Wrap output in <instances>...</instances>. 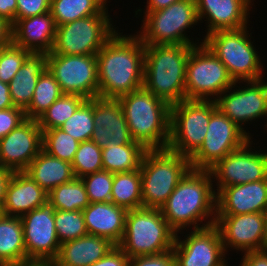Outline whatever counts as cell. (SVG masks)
<instances>
[{"label":"cell","instance_id":"cell-32","mask_svg":"<svg viewBox=\"0 0 267 266\" xmlns=\"http://www.w3.org/2000/svg\"><path fill=\"white\" fill-rule=\"evenodd\" d=\"M108 0H51L50 13L57 26L95 14H109Z\"/></svg>","mask_w":267,"mask_h":266},{"label":"cell","instance_id":"cell-26","mask_svg":"<svg viewBox=\"0 0 267 266\" xmlns=\"http://www.w3.org/2000/svg\"><path fill=\"white\" fill-rule=\"evenodd\" d=\"M115 246L105 237L87 234L62 243L54 262L60 266H90Z\"/></svg>","mask_w":267,"mask_h":266},{"label":"cell","instance_id":"cell-54","mask_svg":"<svg viewBox=\"0 0 267 266\" xmlns=\"http://www.w3.org/2000/svg\"><path fill=\"white\" fill-rule=\"evenodd\" d=\"M3 214V212H2V208L0 207V216Z\"/></svg>","mask_w":267,"mask_h":266},{"label":"cell","instance_id":"cell-3","mask_svg":"<svg viewBox=\"0 0 267 266\" xmlns=\"http://www.w3.org/2000/svg\"><path fill=\"white\" fill-rule=\"evenodd\" d=\"M194 45H144L143 88L170 106L186 100V65Z\"/></svg>","mask_w":267,"mask_h":266},{"label":"cell","instance_id":"cell-6","mask_svg":"<svg viewBox=\"0 0 267 266\" xmlns=\"http://www.w3.org/2000/svg\"><path fill=\"white\" fill-rule=\"evenodd\" d=\"M190 169L186 156L167 148L147 150L140 166L143 207L160 209Z\"/></svg>","mask_w":267,"mask_h":266},{"label":"cell","instance_id":"cell-14","mask_svg":"<svg viewBox=\"0 0 267 266\" xmlns=\"http://www.w3.org/2000/svg\"><path fill=\"white\" fill-rule=\"evenodd\" d=\"M252 140L250 139L245 145L226 155L209 169L213 182L216 181L214 184L217 186L216 194L228 186L267 178V152L252 149V147L255 148L251 146L255 144Z\"/></svg>","mask_w":267,"mask_h":266},{"label":"cell","instance_id":"cell-19","mask_svg":"<svg viewBox=\"0 0 267 266\" xmlns=\"http://www.w3.org/2000/svg\"><path fill=\"white\" fill-rule=\"evenodd\" d=\"M42 150V130L38 121L26 118L0 139V167L24 171Z\"/></svg>","mask_w":267,"mask_h":266},{"label":"cell","instance_id":"cell-15","mask_svg":"<svg viewBox=\"0 0 267 266\" xmlns=\"http://www.w3.org/2000/svg\"><path fill=\"white\" fill-rule=\"evenodd\" d=\"M215 103L223 114L246 132L242 127L245 124L259 118L267 119V81H237L219 95Z\"/></svg>","mask_w":267,"mask_h":266},{"label":"cell","instance_id":"cell-44","mask_svg":"<svg viewBox=\"0 0 267 266\" xmlns=\"http://www.w3.org/2000/svg\"><path fill=\"white\" fill-rule=\"evenodd\" d=\"M129 266H176V260L173 249H170L156 255L132 257Z\"/></svg>","mask_w":267,"mask_h":266},{"label":"cell","instance_id":"cell-23","mask_svg":"<svg viewBox=\"0 0 267 266\" xmlns=\"http://www.w3.org/2000/svg\"><path fill=\"white\" fill-rule=\"evenodd\" d=\"M57 25L50 11L19 19L12 26V42L34 54H49L52 50Z\"/></svg>","mask_w":267,"mask_h":266},{"label":"cell","instance_id":"cell-13","mask_svg":"<svg viewBox=\"0 0 267 266\" xmlns=\"http://www.w3.org/2000/svg\"><path fill=\"white\" fill-rule=\"evenodd\" d=\"M47 69L63 94L86 99L98 97V61L96 55L47 54Z\"/></svg>","mask_w":267,"mask_h":266},{"label":"cell","instance_id":"cell-37","mask_svg":"<svg viewBox=\"0 0 267 266\" xmlns=\"http://www.w3.org/2000/svg\"><path fill=\"white\" fill-rule=\"evenodd\" d=\"M94 127L93 104L87 99L60 128L81 143L91 139Z\"/></svg>","mask_w":267,"mask_h":266},{"label":"cell","instance_id":"cell-17","mask_svg":"<svg viewBox=\"0 0 267 266\" xmlns=\"http://www.w3.org/2000/svg\"><path fill=\"white\" fill-rule=\"evenodd\" d=\"M54 215L55 209L47 203L20 217L27 259H56L61 243L57 237Z\"/></svg>","mask_w":267,"mask_h":266},{"label":"cell","instance_id":"cell-46","mask_svg":"<svg viewBox=\"0 0 267 266\" xmlns=\"http://www.w3.org/2000/svg\"><path fill=\"white\" fill-rule=\"evenodd\" d=\"M242 258L239 266H267V250L265 249L245 252Z\"/></svg>","mask_w":267,"mask_h":266},{"label":"cell","instance_id":"cell-30","mask_svg":"<svg viewBox=\"0 0 267 266\" xmlns=\"http://www.w3.org/2000/svg\"><path fill=\"white\" fill-rule=\"evenodd\" d=\"M110 202L127 211L143 207L140 169L114 173Z\"/></svg>","mask_w":267,"mask_h":266},{"label":"cell","instance_id":"cell-29","mask_svg":"<svg viewBox=\"0 0 267 266\" xmlns=\"http://www.w3.org/2000/svg\"><path fill=\"white\" fill-rule=\"evenodd\" d=\"M27 260L20 217L0 216V266H12Z\"/></svg>","mask_w":267,"mask_h":266},{"label":"cell","instance_id":"cell-33","mask_svg":"<svg viewBox=\"0 0 267 266\" xmlns=\"http://www.w3.org/2000/svg\"><path fill=\"white\" fill-rule=\"evenodd\" d=\"M48 203L55 210L83 211L89 204L85 185L81 178H74L48 193Z\"/></svg>","mask_w":267,"mask_h":266},{"label":"cell","instance_id":"cell-11","mask_svg":"<svg viewBox=\"0 0 267 266\" xmlns=\"http://www.w3.org/2000/svg\"><path fill=\"white\" fill-rule=\"evenodd\" d=\"M110 14H95L57 26L49 54L96 55L117 32Z\"/></svg>","mask_w":267,"mask_h":266},{"label":"cell","instance_id":"cell-49","mask_svg":"<svg viewBox=\"0 0 267 266\" xmlns=\"http://www.w3.org/2000/svg\"><path fill=\"white\" fill-rule=\"evenodd\" d=\"M14 171L0 167V207L2 208L6 198L8 184Z\"/></svg>","mask_w":267,"mask_h":266},{"label":"cell","instance_id":"cell-35","mask_svg":"<svg viewBox=\"0 0 267 266\" xmlns=\"http://www.w3.org/2000/svg\"><path fill=\"white\" fill-rule=\"evenodd\" d=\"M86 100L78 95L63 94L37 119L42 132L60 128Z\"/></svg>","mask_w":267,"mask_h":266},{"label":"cell","instance_id":"cell-5","mask_svg":"<svg viewBox=\"0 0 267 266\" xmlns=\"http://www.w3.org/2000/svg\"><path fill=\"white\" fill-rule=\"evenodd\" d=\"M247 28L218 30L204 34L203 39L197 38L225 65L235 82L257 81L265 77L264 63H261V56L250 40L252 33L249 34Z\"/></svg>","mask_w":267,"mask_h":266},{"label":"cell","instance_id":"cell-18","mask_svg":"<svg viewBox=\"0 0 267 266\" xmlns=\"http://www.w3.org/2000/svg\"><path fill=\"white\" fill-rule=\"evenodd\" d=\"M214 225L219 230L226 254L230 249L237 250V254L238 251L264 250L265 213L216 215Z\"/></svg>","mask_w":267,"mask_h":266},{"label":"cell","instance_id":"cell-10","mask_svg":"<svg viewBox=\"0 0 267 266\" xmlns=\"http://www.w3.org/2000/svg\"><path fill=\"white\" fill-rule=\"evenodd\" d=\"M234 83L225 65L204 43L193 46L186 65L187 100L215 101Z\"/></svg>","mask_w":267,"mask_h":266},{"label":"cell","instance_id":"cell-25","mask_svg":"<svg viewBox=\"0 0 267 266\" xmlns=\"http://www.w3.org/2000/svg\"><path fill=\"white\" fill-rule=\"evenodd\" d=\"M88 234L102 236L118 245L125 232L127 210L112 202L90 203L83 211Z\"/></svg>","mask_w":267,"mask_h":266},{"label":"cell","instance_id":"cell-9","mask_svg":"<svg viewBox=\"0 0 267 266\" xmlns=\"http://www.w3.org/2000/svg\"><path fill=\"white\" fill-rule=\"evenodd\" d=\"M215 101L183 100L170 107V139L172 152L190 158L202 145Z\"/></svg>","mask_w":267,"mask_h":266},{"label":"cell","instance_id":"cell-12","mask_svg":"<svg viewBox=\"0 0 267 266\" xmlns=\"http://www.w3.org/2000/svg\"><path fill=\"white\" fill-rule=\"evenodd\" d=\"M250 134L217 108L210 116L201 147L189 158L191 168L209 170L226 155L252 139L253 135Z\"/></svg>","mask_w":267,"mask_h":266},{"label":"cell","instance_id":"cell-48","mask_svg":"<svg viewBox=\"0 0 267 266\" xmlns=\"http://www.w3.org/2000/svg\"><path fill=\"white\" fill-rule=\"evenodd\" d=\"M12 43V23L0 16V47H6Z\"/></svg>","mask_w":267,"mask_h":266},{"label":"cell","instance_id":"cell-4","mask_svg":"<svg viewBox=\"0 0 267 266\" xmlns=\"http://www.w3.org/2000/svg\"><path fill=\"white\" fill-rule=\"evenodd\" d=\"M134 141L147 150L166 149L170 139V105L141 88L117 98Z\"/></svg>","mask_w":267,"mask_h":266},{"label":"cell","instance_id":"cell-34","mask_svg":"<svg viewBox=\"0 0 267 266\" xmlns=\"http://www.w3.org/2000/svg\"><path fill=\"white\" fill-rule=\"evenodd\" d=\"M62 95L60 85L46 68L38 78L29 106L24 110L25 117L37 120Z\"/></svg>","mask_w":267,"mask_h":266},{"label":"cell","instance_id":"cell-52","mask_svg":"<svg viewBox=\"0 0 267 266\" xmlns=\"http://www.w3.org/2000/svg\"><path fill=\"white\" fill-rule=\"evenodd\" d=\"M12 266H54L53 260L27 259Z\"/></svg>","mask_w":267,"mask_h":266},{"label":"cell","instance_id":"cell-27","mask_svg":"<svg viewBox=\"0 0 267 266\" xmlns=\"http://www.w3.org/2000/svg\"><path fill=\"white\" fill-rule=\"evenodd\" d=\"M24 172L47 193L75 178L71 163L51 156L43 149Z\"/></svg>","mask_w":267,"mask_h":266},{"label":"cell","instance_id":"cell-50","mask_svg":"<svg viewBox=\"0 0 267 266\" xmlns=\"http://www.w3.org/2000/svg\"><path fill=\"white\" fill-rule=\"evenodd\" d=\"M14 107L11 99L9 84L3 83L0 80V110Z\"/></svg>","mask_w":267,"mask_h":266},{"label":"cell","instance_id":"cell-39","mask_svg":"<svg viewBox=\"0 0 267 266\" xmlns=\"http://www.w3.org/2000/svg\"><path fill=\"white\" fill-rule=\"evenodd\" d=\"M54 222L61 244L88 234L82 211L55 210Z\"/></svg>","mask_w":267,"mask_h":266},{"label":"cell","instance_id":"cell-45","mask_svg":"<svg viewBox=\"0 0 267 266\" xmlns=\"http://www.w3.org/2000/svg\"><path fill=\"white\" fill-rule=\"evenodd\" d=\"M130 258L116 245L103 258L90 266H129Z\"/></svg>","mask_w":267,"mask_h":266},{"label":"cell","instance_id":"cell-40","mask_svg":"<svg viewBox=\"0 0 267 266\" xmlns=\"http://www.w3.org/2000/svg\"><path fill=\"white\" fill-rule=\"evenodd\" d=\"M114 173L100 170L82 177L90 203L110 202Z\"/></svg>","mask_w":267,"mask_h":266},{"label":"cell","instance_id":"cell-42","mask_svg":"<svg viewBox=\"0 0 267 266\" xmlns=\"http://www.w3.org/2000/svg\"><path fill=\"white\" fill-rule=\"evenodd\" d=\"M51 0H17L15 23L22 18L41 15L50 11Z\"/></svg>","mask_w":267,"mask_h":266},{"label":"cell","instance_id":"cell-47","mask_svg":"<svg viewBox=\"0 0 267 266\" xmlns=\"http://www.w3.org/2000/svg\"><path fill=\"white\" fill-rule=\"evenodd\" d=\"M17 0H0V16L7 19L12 26L15 24Z\"/></svg>","mask_w":267,"mask_h":266},{"label":"cell","instance_id":"cell-16","mask_svg":"<svg viewBox=\"0 0 267 266\" xmlns=\"http://www.w3.org/2000/svg\"><path fill=\"white\" fill-rule=\"evenodd\" d=\"M185 239L176 234L173 246L176 266H227L226 252L218 228L211 225L187 232Z\"/></svg>","mask_w":267,"mask_h":266},{"label":"cell","instance_id":"cell-31","mask_svg":"<svg viewBox=\"0 0 267 266\" xmlns=\"http://www.w3.org/2000/svg\"><path fill=\"white\" fill-rule=\"evenodd\" d=\"M146 151L142 144L112 145L109 141L102 148L103 170L112 173L138 170Z\"/></svg>","mask_w":267,"mask_h":266},{"label":"cell","instance_id":"cell-41","mask_svg":"<svg viewBox=\"0 0 267 266\" xmlns=\"http://www.w3.org/2000/svg\"><path fill=\"white\" fill-rule=\"evenodd\" d=\"M30 54L13 42L3 47L0 54V80L9 84Z\"/></svg>","mask_w":267,"mask_h":266},{"label":"cell","instance_id":"cell-36","mask_svg":"<svg viewBox=\"0 0 267 266\" xmlns=\"http://www.w3.org/2000/svg\"><path fill=\"white\" fill-rule=\"evenodd\" d=\"M79 143L61 128H52L42 132V149L49 155L72 163Z\"/></svg>","mask_w":267,"mask_h":266},{"label":"cell","instance_id":"cell-24","mask_svg":"<svg viewBox=\"0 0 267 266\" xmlns=\"http://www.w3.org/2000/svg\"><path fill=\"white\" fill-rule=\"evenodd\" d=\"M48 203V193L24 171H15L8 184L2 212L7 216L22 215Z\"/></svg>","mask_w":267,"mask_h":266},{"label":"cell","instance_id":"cell-21","mask_svg":"<svg viewBox=\"0 0 267 266\" xmlns=\"http://www.w3.org/2000/svg\"><path fill=\"white\" fill-rule=\"evenodd\" d=\"M267 212V178L222 188L216 197V215Z\"/></svg>","mask_w":267,"mask_h":266},{"label":"cell","instance_id":"cell-1","mask_svg":"<svg viewBox=\"0 0 267 266\" xmlns=\"http://www.w3.org/2000/svg\"><path fill=\"white\" fill-rule=\"evenodd\" d=\"M118 31L96 54L100 98L117 99L143 88L144 43L137 34Z\"/></svg>","mask_w":267,"mask_h":266},{"label":"cell","instance_id":"cell-51","mask_svg":"<svg viewBox=\"0 0 267 266\" xmlns=\"http://www.w3.org/2000/svg\"><path fill=\"white\" fill-rule=\"evenodd\" d=\"M180 0H147L146 10L144 11H158L164 8L169 7L172 3H175Z\"/></svg>","mask_w":267,"mask_h":266},{"label":"cell","instance_id":"cell-28","mask_svg":"<svg viewBox=\"0 0 267 266\" xmlns=\"http://www.w3.org/2000/svg\"><path fill=\"white\" fill-rule=\"evenodd\" d=\"M47 68V54L31 53L9 83L13 105L25 110L33 97L39 76Z\"/></svg>","mask_w":267,"mask_h":266},{"label":"cell","instance_id":"cell-20","mask_svg":"<svg viewBox=\"0 0 267 266\" xmlns=\"http://www.w3.org/2000/svg\"><path fill=\"white\" fill-rule=\"evenodd\" d=\"M93 104L94 131L90 140L101 149L110 141L112 145L141 144L131 137L122 105L118 99L91 98Z\"/></svg>","mask_w":267,"mask_h":266},{"label":"cell","instance_id":"cell-2","mask_svg":"<svg viewBox=\"0 0 267 266\" xmlns=\"http://www.w3.org/2000/svg\"><path fill=\"white\" fill-rule=\"evenodd\" d=\"M213 183L209 170L191 168L161 206L163 217L176 234H184L183 229L189 227L196 230L215 224L217 194Z\"/></svg>","mask_w":267,"mask_h":266},{"label":"cell","instance_id":"cell-38","mask_svg":"<svg viewBox=\"0 0 267 266\" xmlns=\"http://www.w3.org/2000/svg\"><path fill=\"white\" fill-rule=\"evenodd\" d=\"M72 164L75 178L103 170L102 149L92 140L79 143Z\"/></svg>","mask_w":267,"mask_h":266},{"label":"cell","instance_id":"cell-43","mask_svg":"<svg viewBox=\"0 0 267 266\" xmlns=\"http://www.w3.org/2000/svg\"><path fill=\"white\" fill-rule=\"evenodd\" d=\"M25 119V111L19 107L14 106L0 110V139L9 134Z\"/></svg>","mask_w":267,"mask_h":266},{"label":"cell","instance_id":"cell-8","mask_svg":"<svg viewBox=\"0 0 267 266\" xmlns=\"http://www.w3.org/2000/svg\"><path fill=\"white\" fill-rule=\"evenodd\" d=\"M143 24L136 34L144 45H199L187 29L199 23L196 0H180L158 11H143Z\"/></svg>","mask_w":267,"mask_h":266},{"label":"cell","instance_id":"cell-53","mask_svg":"<svg viewBox=\"0 0 267 266\" xmlns=\"http://www.w3.org/2000/svg\"><path fill=\"white\" fill-rule=\"evenodd\" d=\"M264 249L267 250V212L265 213V238H264Z\"/></svg>","mask_w":267,"mask_h":266},{"label":"cell","instance_id":"cell-22","mask_svg":"<svg viewBox=\"0 0 267 266\" xmlns=\"http://www.w3.org/2000/svg\"><path fill=\"white\" fill-rule=\"evenodd\" d=\"M248 0H196L199 23L206 18V35L248 26L252 5Z\"/></svg>","mask_w":267,"mask_h":266},{"label":"cell","instance_id":"cell-7","mask_svg":"<svg viewBox=\"0 0 267 266\" xmlns=\"http://www.w3.org/2000/svg\"><path fill=\"white\" fill-rule=\"evenodd\" d=\"M176 233L158 208L128 210L118 246L129 257L156 255L173 249Z\"/></svg>","mask_w":267,"mask_h":266}]
</instances>
